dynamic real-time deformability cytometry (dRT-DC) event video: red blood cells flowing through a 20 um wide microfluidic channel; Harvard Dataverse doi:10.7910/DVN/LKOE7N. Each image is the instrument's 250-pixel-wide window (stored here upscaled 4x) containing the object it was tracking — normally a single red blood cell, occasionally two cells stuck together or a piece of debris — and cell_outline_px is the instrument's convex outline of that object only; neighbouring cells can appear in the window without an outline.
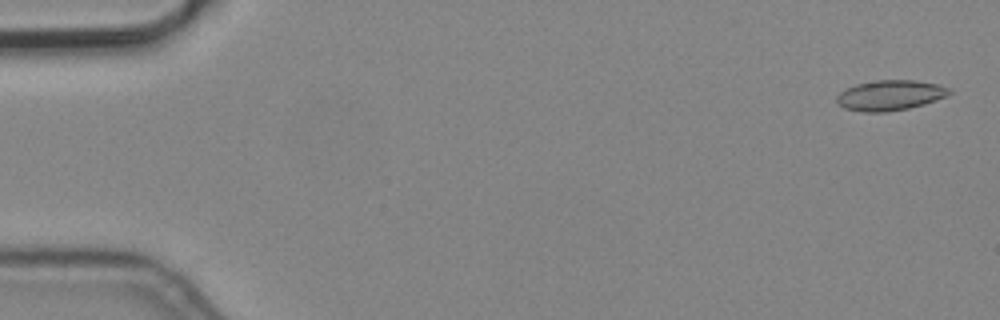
{"species": "common noctule bat (a hibernating species)", "species_latin": "Nyctalus noctula", "temperature_condition": "cold", "stored_images_in_passage": 6, "camera_frame_rate_fps": 3000, "um_per_image_px": 0.085, "animal": {"sex": "male", "body_mass_g": 19.2, "forearm_length_mm": 51.8}, "frame": {"image": 1, "passage_image": 1, "time_ms": 0.0, "image_size_px": [1000, 320], "cell_outline_px": [[952, 92], [936, 100], [924, 104], [908, 108], [888, 112], [864, 112], [844, 108], [836, 104], [836, 96], [844, 88], [856, 84], [876, 80], [916, 80], [940, 84], [952, 88]], "centroid_in_image_um": [75.64, 8.09], "position_along_channel_um": 9.4, "area_um2": 20.11}}
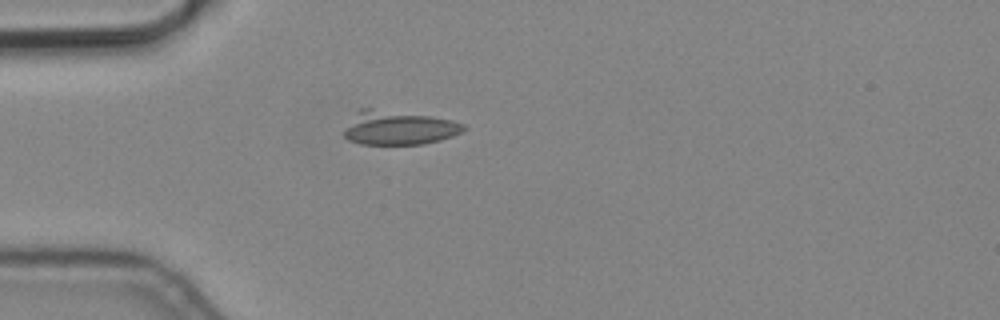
{"frame": {"image": 2, "passage_image": 5, "time_ms": 1.333, "image_size_px": [1000, 320], "cell_outline_px": [[468, 128], [464, 132], [440, 140], [424, 144], [360, 144], [348, 140], [344, 136], [344, 128], [356, 112], [360, 108], [372, 108], [432, 116], [452, 120], [464, 124]], "centroid_in_image_um": [33.89, 10.86], "position_along_channel_um": 51.1, "area_um2": 23.87}}